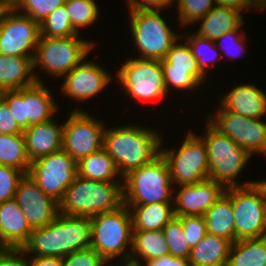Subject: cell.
<instances>
[{"label":"cell","instance_id":"obj_12","mask_svg":"<svg viewBox=\"0 0 266 266\" xmlns=\"http://www.w3.org/2000/svg\"><path fill=\"white\" fill-rule=\"evenodd\" d=\"M39 188L58 203L78 175L77 162L63 149L30 164L27 174Z\"/></svg>","mask_w":266,"mask_h":266},{"label":"cell","instance_id":"obj_10","mask_svg":"<svg viewBox=\"0 0 266 266\" xmlns=\"http://www.w3.org/2000/svg\"><path fill=\"white\" fill-rule=\"evenodd\" d=\"M168 163L171 181L177 185L194 184L208 179L209 159L205 141L189 133L180 148L161 149Z\"/></svg>","mask_w":266,"mask_h":266},{"label":"cell","instance_id":"obj_44","mask_svg":"<svg viewBox=\"0 0 266 266\" xmlns=\"http://www.w3.org/2000/svg\"><path fill=\"white\" fill-rule=\"evenodd\" d=\"M25 258L21 248L0 247V266H31L30 259Z\"/></svg>","mask_w":266,"mask_h":266},{"label":"cell","instance_id":"obj_28","mask_svg":"<svg viewBox=\"0 0 266 266\" xmlns=\"http://www.w3.org/2000/svg\"><path fill=\"white\" fill-rule=\"evenodd\" d=\"M207 233L235 242L234 212L230 196H222L204 213Z\"/></svg>","mask_w":266,"mask_h":266},{"label":"cell","instance_id":"obj_6","mask_svg":"<svg viewBox=\"0 0 266 266\" xmlns=\"http://www.w3.org/2000/svg\"><path fill=\"white\" fill-rule=\"evenodd\" d=\"M234 212L235 241L266 236V190L260 181L227 187Z\"/></svg>","mask_w":266,"mask_h":266},{"label":"cell","instance_id":"obj_14","mask_svg":"<svg viewBox=\"0 0 266 266\" xmlns=\"http://www.w3.org/2000/svg\"><path fill=\"white\" fill-rule=\"evenodd\" d=\"M105 125L74 109L63 125V147L76 162L103 148Z\"/></svg>","mask_w":266,"mask_h":266},{"label":"cell","instance_id":"obj_13","mask_svg":"<svg viewBox=\"0 0 266 266\" xmlns=\"http://www.w3.org/2000/svg\"><path fill=\"white\" fill-rule=\"evenodd\" d=\"M39 38L38 22L28 15L17 13L13 6L2 7L0 10L1 54L34 57Z\"/></svg>","mask_w":266,"mask_h":266},{"label":"cell","instance_id":"obj_31","mask_svg":"<svg viewBox=\"0 0 266 266\" xmlns=\"http://www.w3.org/2000/svg\"><path fill=\"white\" fill-rule=\"evenodd\" d=\"M30 164L23 134H0V165L16 168L26 175Z\"/></svg>","mask_w":266,"mask_h":266},{"label":"cell","instance_id":"obj_15","mask_svg":"<svg viewBox=\"0 0 266 266\" xmlns=\"http://www.w3.org/2000/svg\"><path fill=\"white\" fill-rule=\"evenodd\" d=\"M167 91L173 88L191 90L203 83L205 75L200 71L197 60L187 42L175 43L161 60Z\"/></svg>","mask_w":266,"mask_h":266},{"label":"cell","instance_id":"obj_5","mask_svg":"<svg viewBox=\"0 0 266 266\" xmlns=\"http://www.w3.org/2000/svg\"><path fill=\"white\" fill-rule=\"evenodd\" d=\"M123 203L146 205L173 200L172 181L167 161L160 153L151 162L132 170L122 178Z\"/></svg>","mask_w":266,"mask_h":266},{"label":"cell","instance_id":"obj_20","mask_svg":"<svg viewBox=\"0 0 266 266\" xmlns=\"http://www.w3.org/2000/svg\"><path fill=\"white\" fill-rule=\"evenodd\" d=\"M221 98L219 104L226 111L249 118H262L266 114V94L254 84L236 86Z\"/></svg>","mask_w":266,"mask_h":266},{"label":"cell","instance_id":"obj_21","mask_svg":"<svg viewBox=\"0 0 266 266\" xmlns=\"http://www.w3.org/2000/svg\"><path fill=\"white\" fill-rule=\"evenodd\" d=\"M31 232L14 199L0 203V247L21 248Z\"/></svg>","mask_w":266,"mask_h":266},{"label":"cell","instance_id":"obj_1","mask_svg":"<svg viewBox=\"0 0 266 266\" xmlns=\"http://www.w3.org/2000/svg\"><path fill=\"white\" fill-rule=\"evenodd\" d=\"M92 224L90 217L59 213L49 224L32 229L21 249L39 257H59L90 247Z\"/></svg>","mask_w":266,"mask_h":266},{"label":"cell","instance_id":"obj_11","mask_svg":"<svg viewBox=\"0 0 266 266\" xmlns=\"http://www.w3.org/2000/svg\"><path fill=\"white\" fill-rule=\"evenodd\" d=\"M118 70V81L131 98L156 100L168 93L162 71L161 60L129 58Z\"/></svg>","mask_w":266,"mask_h":266},{"label":"cell","instance_id":"obj_52","mask_svg":"<svg viewBox=\"0 0 266 266\" xmlns=\"http://www.w3.org/2000/svg\"><path fill=\"white\" fill-rule=\"evenodd\" d=\"M256 5L261 9H266V0H255Z\"/></svg>","mask_w":266,"mask_h":266},{"label":"cell","instance_id":"obj_35","mask_svg":"<svg viewBox=\"0 0 266 266\" xmlns=\"http://www.w3.org/2000/svg\"><path fill=\"white\" fill-rule=\"evenodd\" d=\"M163 234L169 247V254L173 257L188 259L191 248L184 237L182 222L178 217H173L163 228Z\"/></svg>","mask_w":266,"mask_h":266},{"label":"cell","instance_id":"obj_34","mask_svg":"<svg viewBox=\"0 0 266 266\" xmlns=\"http://www.w3.org/2000/svg\"><path fill=\"white\" fill-rule=\"evenodd\" d=\"M65 8L70 17L73 28L91 25L98 18V7L95 0H65Z\"/></svg>","mask_w":266,"mask_h":266},{"label":"cell","instance_id":"obj_47","mask_svg":"<svg viewBox=\"0 0 266 266\" xmlns=\"http://www.w3.org/2000/svg\"><path fill=\"white\" fill-rule=\"evenodd\" d=\"M128 1V0H127ZM175 3V0H129L130 10H162Z\"/></svg>","mask_w":266,"mask_h":266},{"label":"cell","instance_id":"obj_24","mask_svg":"<svg viewBox=\"0 0 266 266\" xmlns=\"http://www.w3.org/2000/svg\"><path fill=\"white\" fill-rule=\"evenodd\" d=\"M196 35L216 40L244 24L240 10L229 7L214 6L202 19Z\"/></svg>","mask_w":266,"mask_h":266},{"label":"cell","instance_id":"obj_32","mask_svg":"<svg viewBox=\"0 0 266 266\" xmlns=\"http://www.w3.org/2000/svg\"><path fill=\"white\" fill-rule=\"evenodd\" d=\"M216 114L214 119L208 116V121L246 151V131L249 117L226 111L221 105Z\"/></svg>","mask_w":266,"mask_h":266},{"label":"cell","instance_id":"obj_43","mask_svg":"<svg viewBox=\"0 0 266 266\" xmlns=\"http://www.w3.org/2000/svg\"><path fill=\"white\" fill-rule=\"evenodd\" d=\"M0 97L7 103L17 125L24 130L23 88L3 91Z\"/></svg>","mask_w":266,"mask_h":266},{"label":"cell","instance_id":"obj_51","mask_svg":"<svg viewBox=\"0 0 266 266\" xmlns=\"http://www.w3.org/2000/svg\"><path fill=\"white\" fill-rule=\"evenodd\" d=\"M17 0H0L2 6H13Z\"/></svg>","mask_w":266,"mask_h":266},{"label":"cell","instance_id":"obj_3","mask_svg":"<svg viewBox=\"0 0 266 266\" xmlns=\"http://www.w3.org/2000/svg\"><path fill=\"white\" fill-rule=\"evenodd\" d=\"M120 183L94 181L77 175L59 202V213L92 217L113 211L123 204V189Z\"/></svg>","mask_w":266,"mask_h":266},{"label":"cell","instance_id":"obj_33","mask_svg":"<svg viewBox=\"0 0 266 266\" xmlns=\"http://www.w3.org/2000/svg\"><path fill=\"white\" fill-rule=\"evenodd\" d=\"M40 37H69L79 35L73 28L65 5L58 7L39 23Z\"/></svg>","mask_w":266,"mask_h":266},{"label":"cell","instance_id":"obj_17","mask_svg":"<svg viewBox=\"0 0 266 266\" xmlns=\"http://www.w3.org/2000/svg\"><path fill=\"white\" fill-rule=\"evenodd\" d=\"M177 195L173 197L174 215L203 216L204 213L222 196L226 187L211 179L179 185ZM176 206V207H175Z\"/></svg>","mask_w":266,"mask_h":266},{"label":"cell","instance_id":"obj_18","mask_svg":"<svg viewBox=\"0 0 266 266\" xmlns=\"http://www.w3.org/2000/svg\"><path fill=\"white\" fill-rule=\"evenodd\" d=\"M62 77L64 78L62 93L81 101L94 97L111 81L106 69L89 61H82Z\"/></svg>","mask_w":266,"mask_h":266},{"label":"cell","instance_id":"obj_25","mask_svg":"<svg viewBox=\"0 0 266 266\" xmlns=\"http://www.w3.org/2000/svg\"><path fill=\"white\" fill-rule=\"evenodd\" d=\"M173 202L126 205L131 214L133 231L163 230L175 217Z\"/></svg>","mask_w":266,"mask_h":266},{"label":"cell","instance_id":"obj_19","mask_svg":"<svg viewBox=\"0 0 266 266\" xmlns=\"http://www.w3.org/2000/svg\"><path fill=\"white\" fill-rule=\"evenodd\" d=\"M51 120L32 124L24 129L22 134L25 140L26 151L30 162L62 150L63 125Z\"/></svg>","mask_w":266,"mask_h":266},{"label":"cell","instance_id":"obj_8","mask_svg":"<svg viewBox=\"0 0 266 266\" xmlns=\"http://www.w3.org/2000/svg\"><path fill=\"white\" fill-rule=\"evenodd\" d=\"M160 13V10H129L134 44L141 52L139 58L163 60L180 39Z\"/></svg>","mask_w":266,"mask_h":266},{"label":"cell","instance_id":"obj_29","mask_svg":"<svg viewBox=\"0 0 266 266\" xmlns=\"http://www.w3.org/2000/svg\"><path fill=\"white\" fill-rule=\"evenodd\" d=\"M77 166L79 177L94 181L120 182L115 180L117 174V177H121L118 169L104 148L82 158Z\"/></svg>","mask_w":266,"mask_h":266},{"label":"cell","instance_id":"obj_38","mask_svg":"<svg viewBox=\"0 0 266 266\" xmlns=\"http://www.w3.org/2000/svg\"><path fill=\"white\" fill-rule=\"evenodd\" d=\"M65 0H17L13 7L40 23L58 7L63 6Z\"/></svg>","mask_w":266,"mask_h":266},{"label":"cell","instance_id":"obj_30","mask_svg":"<svg viewBox=\"0 0 266 266\" xmlns=\"http://www.w3.org/2000/svg\"><path fill=\"white\" fill-rule=\"evenodd\" d=\"M266 265V236L236 240L231 244L227 266Z\"/></svg>","mask_w":266,"mask_h":266},{"label":"cell","instance_id":"obj_16","mask_svg":"<svg viewBox=\"0 0 266 266\" xmlns=\"http://www.w3.org/2000/svg\"><path fill=\"white\" fill-rule=\"evenodd\" d=\"M14 200L32 229L51 223L59 214V203L46 195L27 174L19 181Z\"/></svg>","mask_w":266,"mask_h":266},{"label":"cell","instance_id":"obj_36","mask_svg":"<svg viewBox=\"0 0 266 266\" xmlns=\"http://www.w3.org/2000/svg\"><path fill=\"white\" fill-rule=\"evenodd\" d=\"M186 42L189 44L193 56L195 57V59L197 60V64L198 67L200 69V71L206 76L207 73V69L206 67H208L209 65H213L214 63L217 62V58H218V53L217 52V48H219V46H217L214 40H209L207 38H203L200 37L198 35H189L186 38ZM213 49V52H212ZM205 51V52H204ZM212 52L210 54V52ZM216 51V52H215ZM212 55L209 57H206V55ZM212 63V64H211Z\"/></svg>","mask_w":266,"mask_h":266},{"label":"cell","instance_id":"obj_22","mask_svg":"<svg viewBox=\"0 0 266 266\" xmlns=\"http://www.w3.org/2000/svg\"><path fill=\"white\" fill-rule=\"evenodd\" d=\"M33 58L8 56L0 53V93L7 90H19L43 82L40 76L33 74Z\"/></svg>","mask_w":266,"mask_h":266},{"label":"cell","instance_id":"obj_4","mask_svg":"<svg viewBox=\"0 0 266 266\" xmlns=\"http://www.w3.org/2000/svg\"><path fill=\"white\" fill-rule=\"evenodd\" d=\"M90 218L92 224L90 247L107 263L121 256L123 264H129L133 239L129 208L123 203L113 211L99 213Z\"/></svg>","mask_w":266,"mask_h":266},{"label":"cell","instance_id":"obj_37","mask_svg":"<svg viewBox=\"0 0 266 266\" xmlns=\"http://www.w3.org/2000/svg\"><path fill=\"white\" fill-rule=\"evenodd\" d=\"M180 26L191 25V23L200 22L214 6L217 0H175ZM215 2V3H214ZM214 3V5H213Z\"/></svg>","mask_w":266,"mask_h":266},{"label":"cell","instance_id":"obj_7","mask_svg":"<svg viewBox=\"0 0 266 266\" xmlns=\"http://www.w3.org/2000/svg\"><path fill=\"white\" fill-rule=\"evenodd\" d=\"M203 138L209 159L208 179L223 184L226 188L242 186L236 182L244 170L250 155L231 138L222 134L209 121Z\"/></svg>","mask_w":266,"mask_h":266},{"label":"cell","instance_id":"obj_49","mask_svg":"<svg viewBox=\"0 0 266 266\" xmlns=\"http://www.w3.org/2000/svg\"><path fill=\"white\" fill-rule=\"evenodd\" d=\"M217 5L233 8V9L240 10V11L241 10L244 11V9H247V11H248L254 5H255L254 7L256 9L257 8L260 9L256 5V1L255 0H217Z\"/></svg>","mask_w":266,"mask_h":266},{"label":"cell","instance_id":"obj_2","mask_svg":"<svg viewBox=\"0 0 266 266\" xmlns=\"http://www.w3.org/2000/svg\"><path fill=\"white\" fill-rule=\"evenodd\" d=\"M161 137L153 129L134 125L109 128L104 131L103 148L113 159L123 178L161 153Z\"/></svg>","mask_w":266,"mask_h":266},{"label":"cell","instance_id":"obj_53","mask_svg":"<svg viewBox=\"0 0 266 266\" xmlns=\"http://www.w3.org/2000/svg\"><path fill=\"white\" fill-rule=\"evenodd\" d=\"M260 183L263 185V187H264L265 190H266V180H260Z\"/></svg>","mask_w":266,"mask_h":266},{"label":"cell","instance_id":"obj_46","mask_svg":"<svg viewBox=\"0 0 266 266\" xmlns=\"http://www.w3.org/2000/svg\"><path fill=\"white\" fill-rule=\"evenodd\" d=\"M240 29V27L239 28H237V29H235V30H233V31H231V32H228V33H225L223 36H221V37H219V38H217L216 40H215V43L216 42H220L219 44H217V46L219 45V46H221V51L224 49V47H225V45H222V42H224L225 41V44L226 43H228L227 42V40L229 39L230 40V44H229V46H227V47H225V49H226V53L225 54H227L228 56H229V54H234L235 53V51H234V53H233V51L231 52L230 50H231V48H232V46L234 47V49H236V48H238V50L236 51V52H239V53H236V54H238L239 56H242V48L244 47V43H245V39H244V37H243V35L241 34V33H239V30ZM224 44V43H223ZM227 45V44H226ZM233 49V50H234ZM229 53V54H228ZM241 54V55H240ZM235 55V54H234Z\"/></svg>","mask_w":266,"mask_h":266},{"label":"cell","instance_id":"obj_26","mask_svg":"<svg viewBox=\"0 0 266 266\" xmlns=\"http://www.w3.org/2000/svg\"><path fill=\"white\" fill-rule=\"evenodd\" d=\"M231 242L210 233L190 250V266H227Z\"/></svg>","mask_w":266,"mask_h":266},{"label":"cell","instance_id":"obj_42","mask_svg":"<svg viewBox=\"0 0 266 266\" xmlns=\"http://www.w3.org/2000/svg\"><path fill=\"white\" fill-rule=\"evenodd\" d=\"M106 264L107 262L92 247L75 251L62 258V266H104Z\"/></svg>","mask_w":266,"mask_h":266},{"label":"cell","instance_id":"obj_45","mask_svg":"<svg viewBox=\"0 0 266 266\" xmlns=\"http://www.w3.org/2000/svg\"><path fill=\"white\" fill-rule=\"evenodd\" d=\"M7 103L0 97V134H22Z\"/></svg>","mask_w":266,"mask_h":266},{"label":"cell","instance_id":"obj_40","mask_svg":"<svg viewBox=\"0 0 266 266\" xmlns=\"http://www.w3.org/2000/svg\"><path fill=\"white\" fill-rule=\"evenodd\" d=\"M24 176L21 170L0 165V203L14 199L19 181Z\"/></svg>","mask_w":266,"mask_h":266},{"label":"cell","instance_id":"obj_48","mask_svg":"<svg viewBox=\"0 0 266 266\" xmlns=\"http://www.w3.org/2000/svg\"><path fill=\"white\" fill-rule=\"evenodd\" d=\"M145 262V266H190L188 259L173 257L171 254H167Z\"/></svg>","mask_w":266,"mask_h":266},{"label":"cell","instance_id":"obj_41","mask_svg":"<svg viewBox=\"0 0 266 266\" xmlns=\"http://www.w3.org/2000/svg\"><path fill=\"white\" fill-rule=\"evenodd\" d=\"M182 222L184 237L190 248L196 246L207 234L204 216L185 215L178 217Z\"/></svg>","mask_w":266,"mask_h":266},{"label":"cell","instance_id":"obj_9","mask_svg":"<svg viewBox=\"0 0 266 266\" xmlns=\"http://www.w3.org/2000/svg\"><path fill=\"white\" fill-rule=\"evenodd\" d=\"M94 46V42L85 41L78 35L40 37L33 58V69L39 66L53 77L65 76L86 58Z\"/></svg>","mask_w":266,"mask_h":266},{"label":"cell","instance_id":"obj_23","mask_svg":"<svg viewBox=\"0 0 266 266\" xmlns=\"http://www.w3.org/2000/svg\"><path fill=\"white\" fill-rule=\"evenodd\" d=\"M44 82L23 88L24 129L32 124L44 123L52 119L57 105Z\"/></svg>","mask_w":266,"mask_h":266},{"label":"cell","instance_id":"obj_50","mask_svg":"<svg viewBox=\"0 0 266 266\" xmlns=\"http://www.w3.org/2000/svg\"><path fill=\"white\" fill-rule=\"evenodd\" d=\"M31 266H62V258L32 256Z\"/></svg>","mask_w":266,"mask_h":266},{"label":"cell","instance_id":"obj_54","mask_svg":"<svg viewBox=\"0 0 266 266\" xmlns=\"http://www.w3.org/2000/svg\"><path fill=\"white\" fill-rule=\"evenodd\" d=\"M112 266V265H111ZM119 266V265H118ZM120 266H134V265H130V264H123V263H121V265Z\"/></svg>","mask_w":266,"mask_h":266},{"label":"cell","instance_id":"obj_27","mask_svg":"<svg viewBox=\"0 0 266 266\" xmlns=\"http://www.w3.org/2000/svg\"><path fill=\"white\" fill-rule=\"evenodd\" d=\"M167 254H169V247L163 230L133 231L130 265L143 266L144 263L141 261H148Z\"/></svg>","mask_w":266,"mask_h":266},{"label":"cell","instance_id":"obj_39","mask_svg":"<svg viewBox=\"0 0 266 266\" xmlns=\"http://www.w3.org/2000/svg\"><path fill=\"white\" fill-rule=\"evenodd\" d=\"M261 118H249L246 131V152L261 153L266 156V123Z\"/></svg>","mask_w":266,"mask_h":266}]
</instances>
